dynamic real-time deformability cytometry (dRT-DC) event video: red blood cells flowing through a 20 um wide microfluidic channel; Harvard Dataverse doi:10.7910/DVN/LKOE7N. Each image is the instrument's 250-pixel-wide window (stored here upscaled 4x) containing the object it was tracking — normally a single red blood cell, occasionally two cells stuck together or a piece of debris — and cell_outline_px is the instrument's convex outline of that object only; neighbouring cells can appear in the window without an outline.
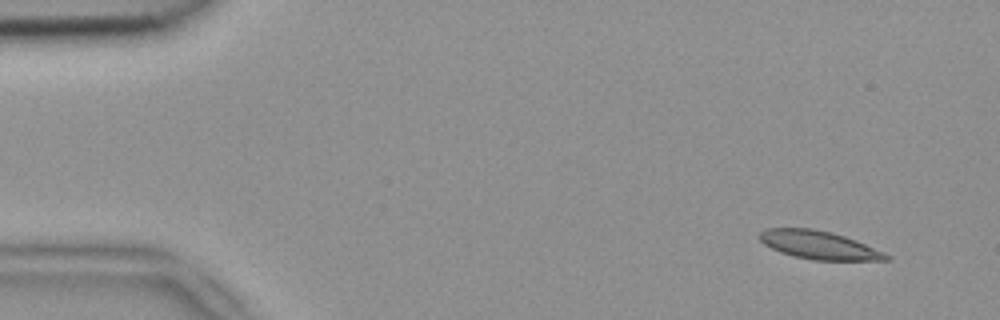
{"species": "common noctule bat (a hibernating species)", "species_latin": "Nyctalus noctula", "temperature_condition": "room temperature", "stored_images_in_passage": 3, "segment_of_instrument_passage": [2, 2], "camera_frame_rate_fps": 3000, "um_per_image_px": 0.085, "animal": {"sex": "female", "body_mass_g": 18.4}, "frame": {"image": 1, "passage_image": 3, "time_ms": 0.667, "image_size_px": [1000, 320], "cell_outline_px": [[892, 260], [812, 260], [792, 256], [780, 252], [764, 244], [760, 240], [760, 232], [768, 228], [812, 228], [832, 232], [856, 240], [884, 252], [892, 256]], "centroid_in_image_um": [69.64, 20.83], "position_along_channel_um": 15.4, "area_um2": 20.87}}